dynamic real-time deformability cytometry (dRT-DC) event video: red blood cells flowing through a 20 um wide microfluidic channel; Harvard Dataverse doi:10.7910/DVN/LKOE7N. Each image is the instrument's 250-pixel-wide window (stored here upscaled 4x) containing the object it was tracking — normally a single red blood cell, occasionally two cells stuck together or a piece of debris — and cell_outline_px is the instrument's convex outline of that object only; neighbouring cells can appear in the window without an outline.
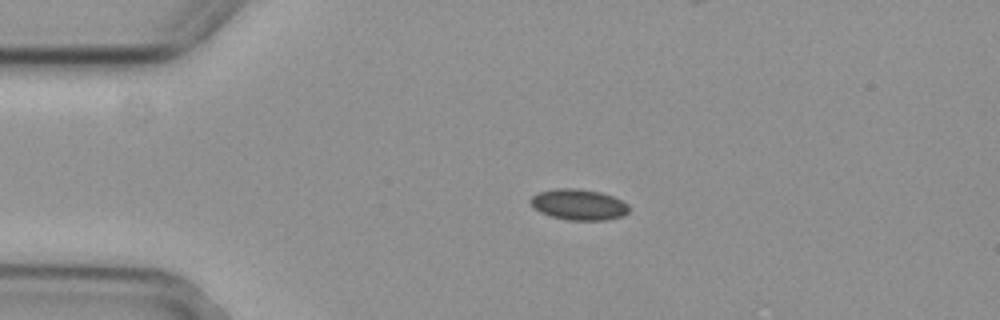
{"species": "common noctule bat (a hibernating species)", "species_latin": "Nyctalus noctula", "temperature_condition": "cold", "stored_images_in_passage": 2, "camera_frame_rate_fps": 3000, "um_per_image_px": 0.085, "animal": {"sex": "female", "body_mass_g": 29.2, "forearm_length_mm": 56.3}, "frame": {"image": 1, "passage_image": 1, "time_ms": 0.0, "image_size_px": [1000, 320], "cell_outline_px": [[628, 212], [624, 216], [604, 220], [568, 220], [552, 216], [540, 212], [532, 208], [528, 200], [536, 192], [556, 188], [576, 188], [600, 192], [612, 196], [628, 204]], "centroid_in_image_um": [49.14, 17.38], "position_along_channel_um": 35.9, "area_um2": 17.86}}